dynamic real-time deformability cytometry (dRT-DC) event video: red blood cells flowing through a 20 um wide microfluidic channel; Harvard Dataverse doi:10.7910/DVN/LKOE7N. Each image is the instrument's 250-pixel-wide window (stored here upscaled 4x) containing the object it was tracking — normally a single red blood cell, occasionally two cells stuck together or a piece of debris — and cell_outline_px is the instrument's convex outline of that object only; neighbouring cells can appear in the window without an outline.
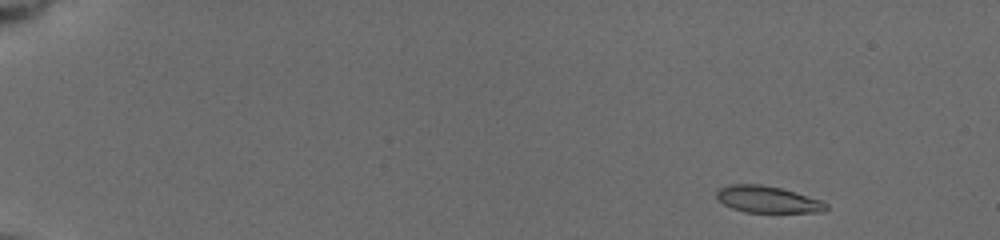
{"species": "common noctule bat (a hibernating species)", "species_latin": "Nyctalus noctula", "temperature_condition": "cold", "stored_images_in_passage": 52, "camera_frame_rate_fps": 3000, "um_per_image_px": 0.085, "animal": {"sex": "female", "body_mass_g": 19.5, "forearm_length_mm": 54.1}, "frame": {"image": 1, "passage_image": 2, "time_ms": 0.333, "image_size_px": [1000, 240], "cell_outline_px": [[828, 208], [824, 212], [744, 212], [732, 208], [716, 200], [716, 192], [720, 188], [728, 184], [760, 184], [780, 188], [820, 200], [828, 204]], "centroid_in_image_um": [65.2, 16.95], "position_along_channel_um": 19.8, "area_um2": 16.99}}
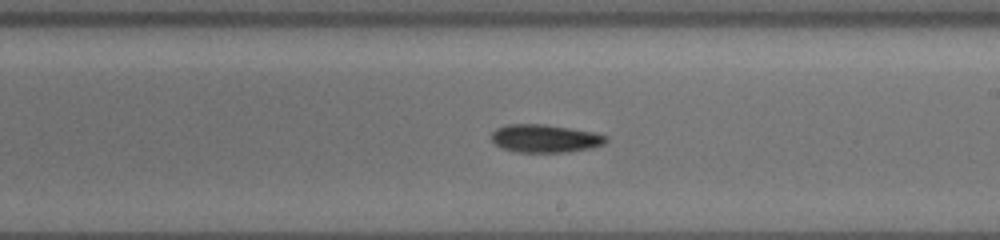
{"frame": {"image": 2, "passage_image": 31, "time_ms": 10.0, "image_size_px": [1000, 240], "cell_outline_px": [[608, 140], [604, 144], [592, 148], [568, 152], [516, 152], [500, 148], [492, 140], [492, 132], [496, 128], [508, 124], [544, 124], [596, 132], [608, 136]], "centroid_in_image_um": [46.36, 11.77], "position_along_channel_um": 242.6, "area_um2": 18.9}}
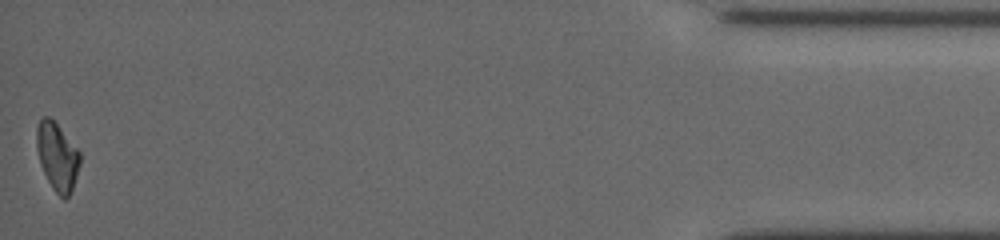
{"frame": {"image": 3, "passage_image": 52, "time_ms": 17.0, "image_size_px": [1000, 240], "cell_outline_px": [[80, 164], [72, 188], [68, 196], [64, 200], [52, 188], [40, 164], [36, 148], [36, 128], [40, 120], [44, 116], [48, 116], [56, 124], [80, 152]], "centroid_in_image_um": [4.85, 13.31], "position_along_channel_um": 430.4, "area_um2": 16.82}, "authors_computed_cell_mechanics": {"area_um2": 17.8024, "velocity_mm_per_s": 3.7699, "shape_relaxation_time_tau1_ms": 3.8514, "shape_relaxation_time_tau2_ms": 9.8973, "deformation_change_tau1": 0.1072, "deformation_change_tau2": 0.1918}}